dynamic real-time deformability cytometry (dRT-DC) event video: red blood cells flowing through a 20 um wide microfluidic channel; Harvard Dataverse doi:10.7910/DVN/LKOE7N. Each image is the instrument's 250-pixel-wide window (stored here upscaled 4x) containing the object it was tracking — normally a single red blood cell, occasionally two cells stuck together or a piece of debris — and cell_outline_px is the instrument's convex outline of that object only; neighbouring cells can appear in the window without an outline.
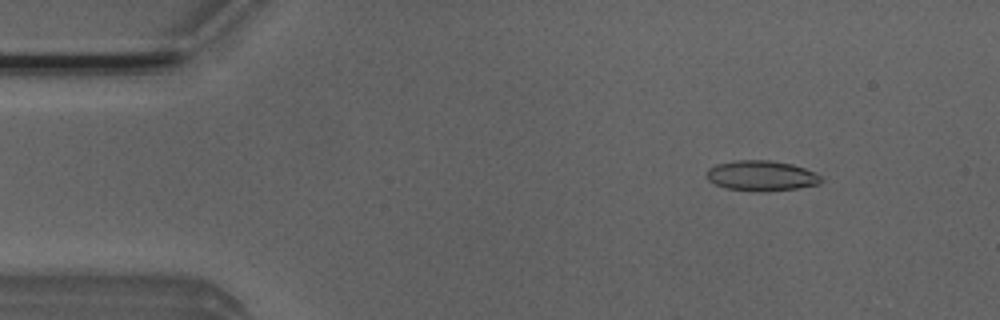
{"species": "Egyptian fruit bat (a non-hibernating species)", "species_latin": "Rousettus aegyptiacus", "temperature_condition": "room temperature", "stored_images_in_passage": 5, "camera_frame_rate_fps": 3000, "um_per_image_px": 0.085, "animal": {"sex": "male"}, "frame": {"image": 1, "passage_image": 2, "time_ms": 0.333, "image_size_px": [1000, 320], "cell_outline_px": [[824, 180], [820, 184], [796, 188], [760, 192], [728, 188], [716, 184], [708, 180], [708, 168], [716, 164], [736, 160], [768, 160], [792, 164], [816, 172]], "centroid_in_image_um": [64.76, 14.93], "position_along_channel_um": 20.2, "area_um2": 20.11}}
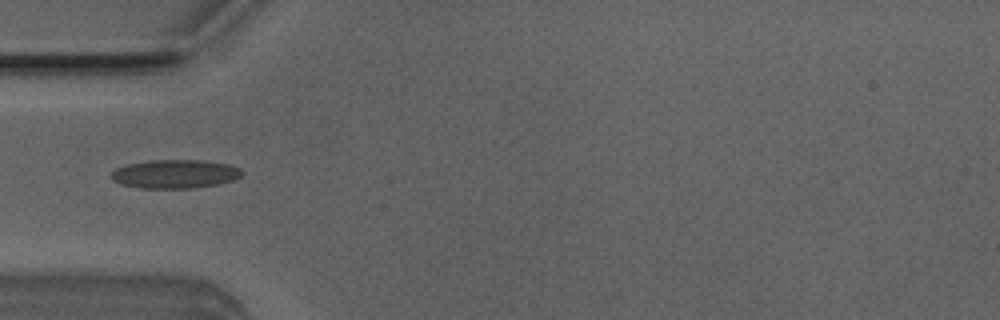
{"frame": {"image": 2, "passage_image": 5, "time_ms": 1.333, "image_size_px": [1000, 320], "cell_outline_px": [[244, 172], [240, 176], [232, 180], [216, 184], [192, 188], [140, 188], [120, 184], [112, 180], [108, 176], [116, 168], [128, 164], [148, 160], [204, 160], [228, 164], [240, 168]], "centroid_in_image_um": [14.84, 14.78], "position_along_channel_um": 70.2, "area_um2": 21.91}}